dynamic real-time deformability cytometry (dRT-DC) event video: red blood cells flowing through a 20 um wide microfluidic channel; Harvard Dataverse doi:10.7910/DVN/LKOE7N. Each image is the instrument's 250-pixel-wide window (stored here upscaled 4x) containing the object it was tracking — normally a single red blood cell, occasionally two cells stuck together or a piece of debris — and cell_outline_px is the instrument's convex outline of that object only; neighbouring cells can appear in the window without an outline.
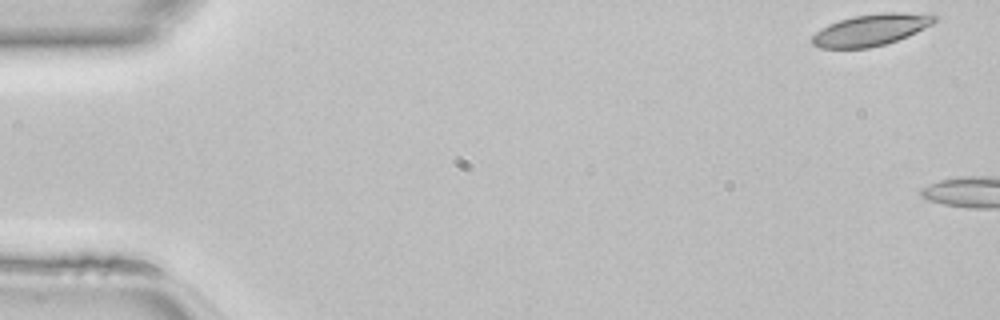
{"species": "common noctule bat (a hibernating species)", "species_latin": "Nyctalus noctula", "temperature_condition": "room temperature", "stored_images_in_passage": 4, "camera_frame_rate_fps": 3000, "um_per_image_px": 0.085, "animal": {"sex": "female", "body_mass_g": 22.7, "forearm_length_mm": 54.2}, "frame": {"image": 1, "passage_image": 1, "time_ms": 0.0, "image_size_px": [1000, 320], "cell_outline_px": [[940, 20], [908, 36], [884, 44], [868, 48], [820, 48], [812, 44], [812, 36], [820, 28], [828, 24], [852, 16], [884, 12], [900, 12], [936, 16]], "centroid_in_image_um": [74.0, 2.54], "position_along_channel_um": 11.0, "area_um2": 22.43}}